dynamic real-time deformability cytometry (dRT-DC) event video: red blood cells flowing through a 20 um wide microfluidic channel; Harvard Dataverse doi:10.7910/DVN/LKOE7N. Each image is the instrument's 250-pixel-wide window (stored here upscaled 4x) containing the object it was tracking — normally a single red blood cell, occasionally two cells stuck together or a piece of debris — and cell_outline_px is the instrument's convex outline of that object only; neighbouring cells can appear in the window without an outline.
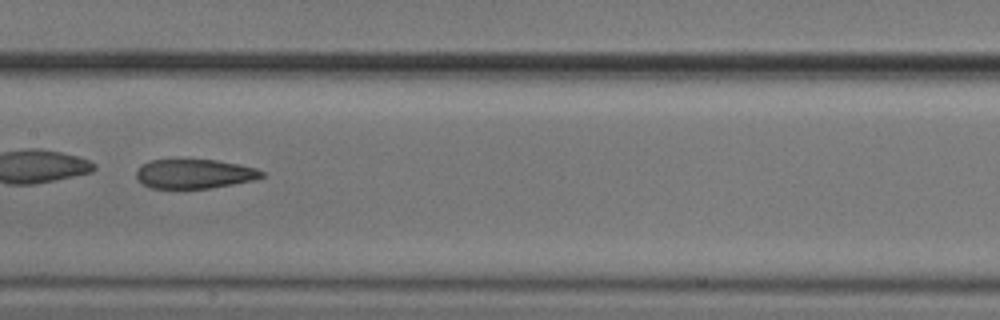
{"species": "common noctule bat (a hibernating species)", "species_latin": "Nyctalus noctula", "temperature_condition": "cold", "stored_images_in_passage": 37, "camera_frame_rate_fps": 3000, "um_per_image_px": 0.085, "animal": {"sex": "male", "body_mass_g": 20.5, "forearm_length_mm": 52.5}, "frame": {"image": 1, "passage_image": 11, "time_ms": 3.333, "image_size_px": [1000, 320], "cell_outline_px": [[264, 176], [256, 180], [208, 188], [152, 188], [136, 180], [136, 172], [144, 164], [152, 160], [176, 156], [180, 156], [216, 160], [240, 164], [256, 168], [264, 172]], "centroid_in_image_um": [16.52, 14.72], "position_along_channel_um": 190.9, "area_um2": 22.25}, "authors_computed_cell_mechanics": {"area_um2": 23.698, "velocity_mm_per_s": 3.7423, "shape_relaxation_time_tau1_ms": null, "shape_relaxation_time_tau2_ms": 4.2163, "deformation_change_tau1": null, "deformation_change_tau2": 0.1389}}